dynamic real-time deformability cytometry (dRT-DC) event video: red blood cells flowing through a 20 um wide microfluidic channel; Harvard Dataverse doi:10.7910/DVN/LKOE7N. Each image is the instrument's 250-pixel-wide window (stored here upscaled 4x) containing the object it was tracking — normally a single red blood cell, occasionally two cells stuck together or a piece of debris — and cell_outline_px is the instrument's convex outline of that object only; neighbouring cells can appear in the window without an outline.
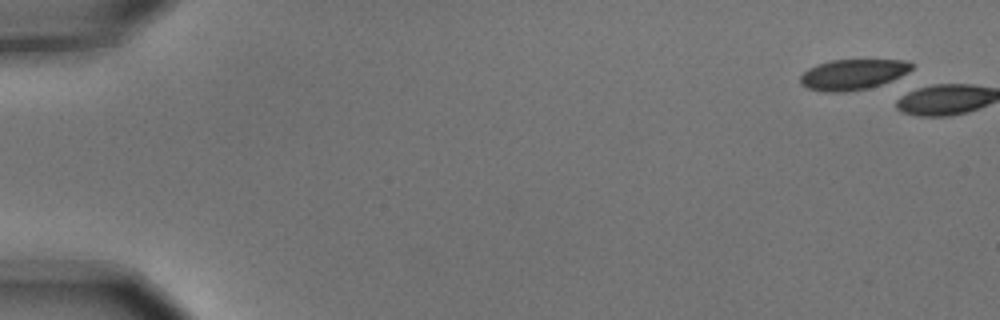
{"species": "common noctule bat (a hibernating species)", "species_latin": "Nyctalus noctula", "temperature_condition": "cold", "stored_images_in_passage": 2, "camera_frame_rate_fps": 3000, "um_per_image_px": 0.085, "animal": {"sex": "male", "body_mass_g": 15.6}, "frame": {"image": 1, "passage_image": 1, "time_ms": 0.0, "image_size_px": [1000, 320], "cell_outline_px": [[912, 68], [908, 72], [892, 80], [880, 84], [864, 88], [844, 92], [828, 92], [808, 88], [800, 84], [800, 76], [808, 68], [816, 64], [832, 60], [908, 60], [912, 64]], "centroid_in_image_um": [72.46, 6.31], "position_along_channel_um": 12.5, "area_um2": 19.59}}